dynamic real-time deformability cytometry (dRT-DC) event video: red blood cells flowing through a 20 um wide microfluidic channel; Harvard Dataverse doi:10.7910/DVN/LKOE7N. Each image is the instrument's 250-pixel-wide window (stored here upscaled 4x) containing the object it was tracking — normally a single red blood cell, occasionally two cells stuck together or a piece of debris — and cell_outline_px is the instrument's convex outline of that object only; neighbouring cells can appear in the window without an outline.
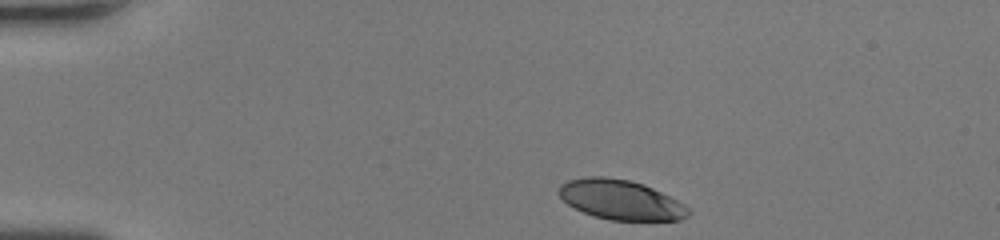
{"species": "human", "species_latin": "Homo sapiens", "temperature_condition": "room temperature", "stored_images_in_passage": 33, "camera_frame_rate_fps": 3000, "um_per_image_px": 0.085, "donor": {"sex": "female"}, "frame": {"image": 1, "passage_image": 1, "time_ms": 0.0, "image_size_px": [1000, 240], "cell_outline_px": [[692, 212], [688, 216], [680, 220], [612, 220], [596, 216], [584, 212], [568, 204], [556, 192], [560, 184], [568, 180], [588, 176], [604, 176], [632, 180], [644, 184], [684, 204]], "centroid_in_image_um": [52.75, 16.96], "position_along_channel_um": 32.3, "area_um2": 29.94}}
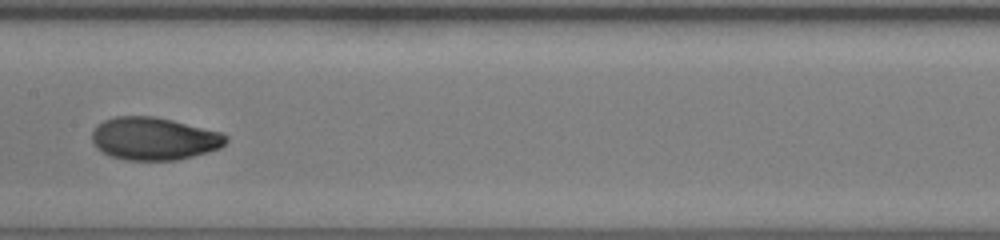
{"frame": {"image": 2, "passage_image": 17, "time_ms": 5.333, "image_size_px": [1000, 240], "cell_outline_px": [[228, 140], [220, 148], [208, 152], [176, 160], [124, 160], [112, 156], [96, 148], [92, 140], [92, 132], [104, 120], [116, 116], [156, 116], [220, 132], [228, 136]], "centroid_in_image_um": [13.1, 11.78], "position_along_channel_um": 194.3, "area_um2": 33.18}}
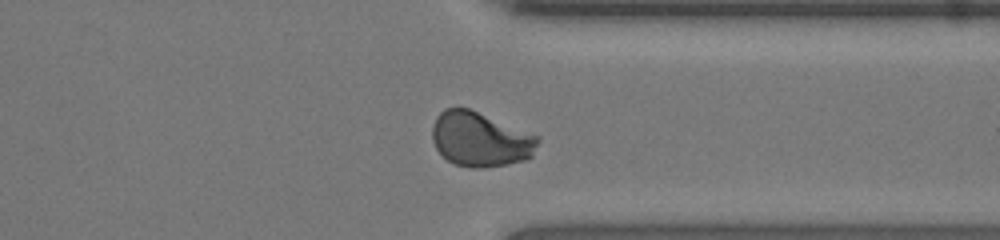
{"frame": {"image": 3, "passage_image": 29, "time_ms": 9.333, "image_size_px": [1000, 240], "cell_outline_px": [[540, 140], [532, 156], [524, 160], [508, 164], [484, 168], [472, 168], [456, 164], [448, 160], [436, 148], [432, 140], [432, 124], [436, 116], [444, 108], [456, 104], [468, 108], [540, 136]], "centroid_in_image_um": [40.81, 11.81], "position_along_channel_um": 370.6, "area_um2": 34.04}, "authors_computed_cell_mechanics": {"area_um2": 33.0038, "velocity_mm_per_s": 4.3998, "shape_relaxation_time_tau1_ms": 4.526, "shape_relaxation_time_tau2_ms": 0.7072, "deformation_change_tau1": 0.194, "deformation_change_tau2": 0.0383}}